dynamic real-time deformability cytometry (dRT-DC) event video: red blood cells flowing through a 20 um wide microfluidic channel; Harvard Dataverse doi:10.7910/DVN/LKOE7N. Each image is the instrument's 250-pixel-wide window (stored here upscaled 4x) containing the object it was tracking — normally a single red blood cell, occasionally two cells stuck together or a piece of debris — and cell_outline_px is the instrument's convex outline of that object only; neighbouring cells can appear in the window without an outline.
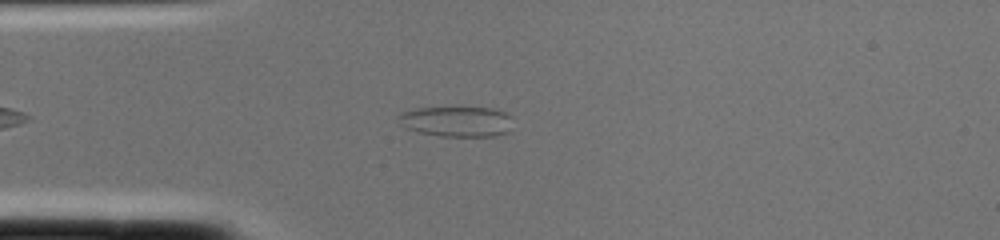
{"species": "common noctule bat (a hibernating species)", "species_latin": "Nyctalus noctula", "temperature_condition": "cold", "stored_images_in_passage": 2, "camera_frame_rate_fps": 3000, "um_per_image_px": 0.085, "animal": {"sex": "female", "body_mass_g": 22.0, "forearm_length_mm": 56.7}, "frame": {"image": 1, "passage_image": 2, "time_ms": 0.333, "image_size_px": [1000, 240], "cell_outline_px": [[512, 116], [508, 132], [496, 136], [440, 136], [416, 132], [404, 128], [396, 120], [396, 116], [400, 112], [416, 108], [492, 108], [504, 112]], "centroid_in_image_um": [38.74, 10.33], "position_along_channel_um": 46.3, "area_um2": 20.46}}